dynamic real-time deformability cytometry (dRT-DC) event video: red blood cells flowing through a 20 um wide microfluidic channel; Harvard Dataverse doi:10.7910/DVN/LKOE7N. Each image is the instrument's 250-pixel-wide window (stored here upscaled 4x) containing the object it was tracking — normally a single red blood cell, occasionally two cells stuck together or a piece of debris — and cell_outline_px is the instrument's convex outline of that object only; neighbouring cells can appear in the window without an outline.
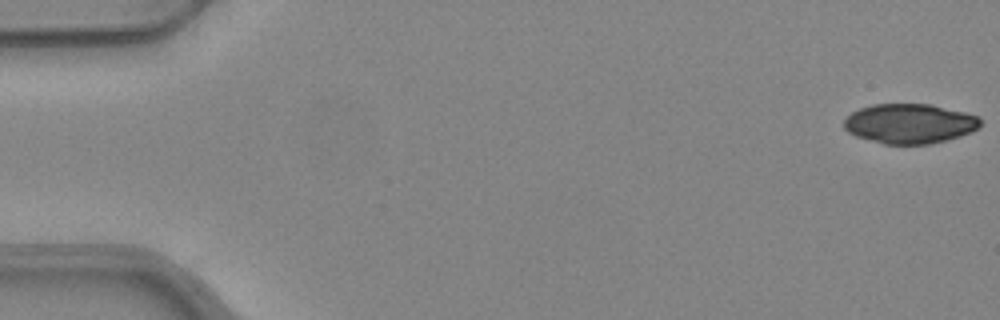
{"species": "common noctule bat (a hibernating species)", "species_latin": "Nyctalus noctula", "temperature_condition": "warm", "stored_images_in_passage": 51, "camera_frame_rate_fps": 3000, "um_per_image_px": 0.085, "animal": {"sex": "female", "body_mass_g": 24.6, "forearm_length_mm": 56.2}, "frame": {"image": 1, "passage_image": 1, "time_ms": 0.0, "image_size_px": [1000, 320], "cell_outline_px": [[980, 124], [972, 132], [960, 136], [928, 144], [884, 144], [856, 136], [848, 132], [844, 128], [844, 120], [852, 112], [860, 108], [872, 104], [928, 104], [964, 112], [976, 116], [980, 120]], "centroid_in_image_um": [77.28, 10.5], "position_along_channel_um": 7.7, "area_um2": 31.27}}